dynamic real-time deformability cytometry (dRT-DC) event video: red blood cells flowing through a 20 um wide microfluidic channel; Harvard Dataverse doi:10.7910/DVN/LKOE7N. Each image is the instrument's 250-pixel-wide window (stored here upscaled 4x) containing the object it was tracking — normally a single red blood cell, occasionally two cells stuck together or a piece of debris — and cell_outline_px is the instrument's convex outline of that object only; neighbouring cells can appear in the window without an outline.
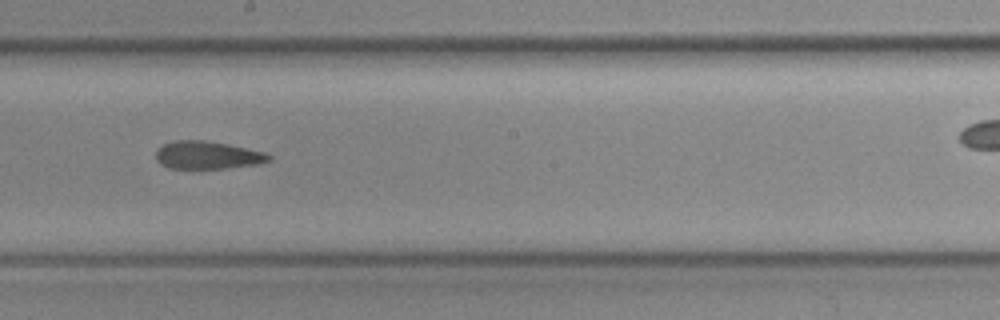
{"species": "common noctule bat (a hibernating species)", "species_latin": "Nyctalus noctula", "temperature_condition": "cold", "stored_images_in_passage": 32, "camera_frame_rate_fps": 3000, "um_per_image_px": 0.085, "animal": {"sex": "female", "body_mass_g": 19.3, "forearm_length_mm": 54.1}, "frame": {"image": 1, "passage_image": 19, "time_ms": 6.0, "image_size_px": [1000, 320], "cell_outline_px": [[272, 160], [260, 164], [228, 168], [168, 168], [160, 164], [156, 160], [156, 152], [164, 144], [176, 140], [204, 140], [228, 144], [264, 152], [272, 156]], "centroid_in_image_um": [17.66, 13.19], "position_along_channel_um": 230.5, "area_um2": 18.32}}
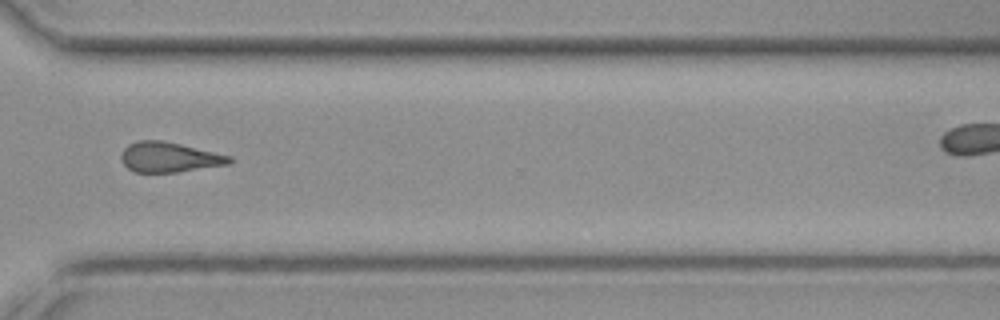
{"frame": {"image": 2, "passage_image": 28, "time_ms": 9.0, "image_size_px": [1000, 320], "cell_outline_px": [[232, 160], [228, 164], [176, 172], [136, 172], [128, 168], [120, 160], [120, 156], [124, 148], [128, 144], [136, 140], [160, 140], [180, 144], [232, 156]], "centroid_in_image_um": [14.34, 13.35], "position_along_channel_um": 356.3, "area_um2": 18.84}}